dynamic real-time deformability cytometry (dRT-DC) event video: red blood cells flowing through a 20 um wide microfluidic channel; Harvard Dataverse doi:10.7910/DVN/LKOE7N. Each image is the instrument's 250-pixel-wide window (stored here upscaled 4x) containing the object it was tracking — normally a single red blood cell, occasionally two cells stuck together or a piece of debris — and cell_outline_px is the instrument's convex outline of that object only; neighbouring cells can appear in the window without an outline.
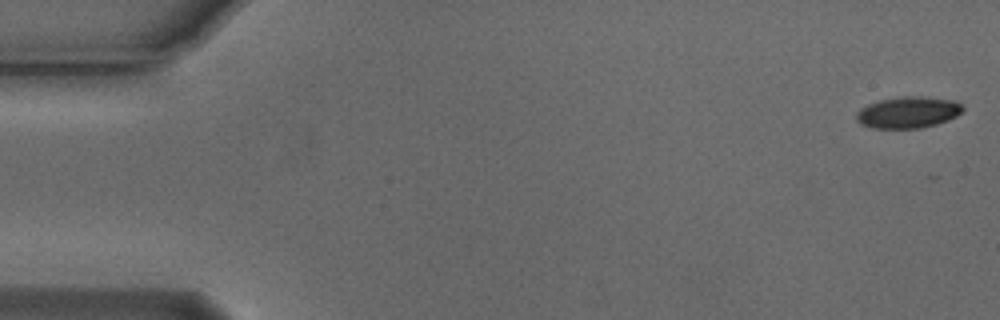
{"species": "Egyptian fruit bat (a non-hibernating species)", "species_latin": "Rousettus aegyptiacus", "temperature_condition": "cold", "stored_images_in_passage": 16, "camera_frame_rate_fps": 3000, "um_per_image_px": 0.085, "animal": {"sex": "male"}, "frame": {"image": 1, "passage_image": 1, "time_ms": 0.0, "image_size_px": [1000, 320], "cell_outline_px": [[964, 108], [956, 116], [948, 120], [936, 124], [920, 128], [872, 128], [860, 124], [856, 120], [856, 112], [860, 108], [868, 104], [880, 100], [900, 96], [920, 96], [956, 100]], "centroid_in_image_um": [77.16, 9.54], "position_along_channel_um": 7.8, "area_um2": 19.59}}
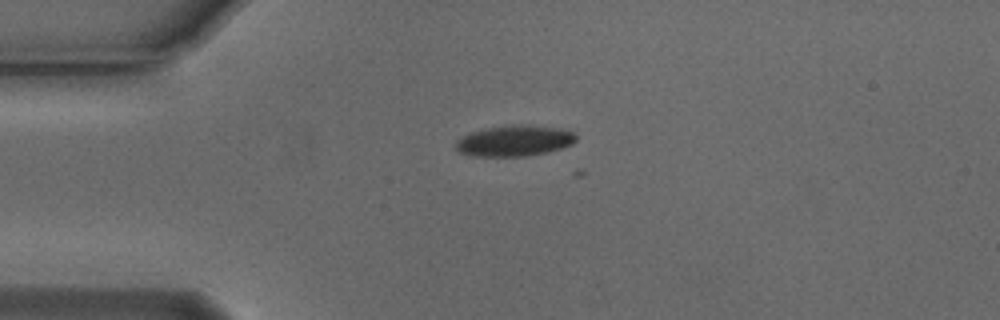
{"frame": {"image": 2, "passage_image": 13, "time_ms": 4.0, "image_size_px": [1000, 320], "cell_outline_px": [[576, 140], [572, 144], [548, 152], [524, 156], [472, 156], [460, 152], [456, 148], [456, 140], [472, 132], [488, 128], [512, 124], [528, 124], [556, 128], [572, 132], [576, 136]], "centroid_in_image_um": [43.73, 11.96], "position_along_channel_um": 41.3, "area_um2": 21.44}}